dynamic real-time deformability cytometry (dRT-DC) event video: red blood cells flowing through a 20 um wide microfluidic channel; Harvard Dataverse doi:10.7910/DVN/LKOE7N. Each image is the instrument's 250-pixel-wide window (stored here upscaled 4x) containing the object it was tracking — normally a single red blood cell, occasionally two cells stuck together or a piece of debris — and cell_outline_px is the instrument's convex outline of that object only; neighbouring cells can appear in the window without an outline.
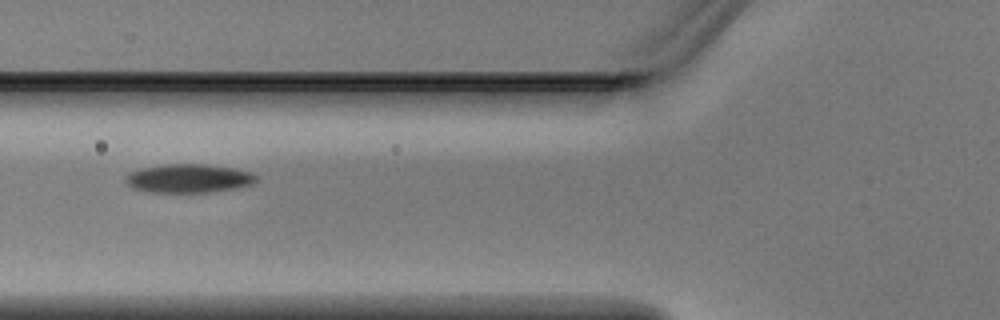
{"species": "Egyptian fruit bat (a non-hibernating species)", "species_latin": "Rousettus aegyptiacus", "temperature_condition": "warm", "stored_images_in_passage": 4, "camera_frame_rate_fps": 3000, "um_per_image_px": 0.085, "animal": {"sex": "male"}, "frame": {"image": 1, "passage_image": 4, "time_ms": 1.0, "image_size_px": [1000, 320], "cell_outline_px": [[256, 180], [252, 184], [236, 188], [208, 192], [148, 192], [132, 188], [124, 180], [128, 172], [140, 168], [164, 164], [204, 164], [232, 168], [248, 172], [256, 176]], "centroid_in_image_um": [15.96, 15.16], "position_along_channel_um": 109.8, "area_um2": 21.73}}